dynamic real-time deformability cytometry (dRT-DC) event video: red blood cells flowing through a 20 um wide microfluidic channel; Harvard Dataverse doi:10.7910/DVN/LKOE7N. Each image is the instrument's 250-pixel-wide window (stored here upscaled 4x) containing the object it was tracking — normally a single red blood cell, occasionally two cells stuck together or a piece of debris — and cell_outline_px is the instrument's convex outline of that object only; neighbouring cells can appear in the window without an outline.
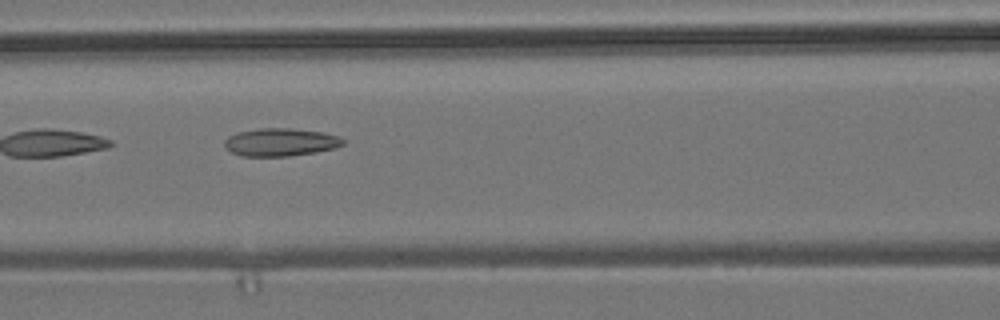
{"species": "common noctule bat (a hibernating species)", "species_latin": "Nyctalus noctula", "temperature_condition": "room temperature", "stored_images_in_passage": 4, "camera_frame_rate_fps": 3000, "um_per_image_px": 0.085, "animal": {"sex": "male", "body_mass_g": 19.2, "forearm_length_mm": 51.8}, "frame": {"image": 1, "passage_image": 4, "time_ms": 1.0, "image_size_px": [1000, 320], "cell_outline_px": [[344, 144], [336, 148], [316, 152], [288, 156], [240, 156], [232, 152], [224, 144], [224, 140], [228, 136], [236, 132], [260, 128], [292, 128], [324, 132], [340, 136], [344, 140]], "centroid_in_image_um": [23.87, 12.07], "position_along_channel_um": 142.7, "area_um2": 19.42}}